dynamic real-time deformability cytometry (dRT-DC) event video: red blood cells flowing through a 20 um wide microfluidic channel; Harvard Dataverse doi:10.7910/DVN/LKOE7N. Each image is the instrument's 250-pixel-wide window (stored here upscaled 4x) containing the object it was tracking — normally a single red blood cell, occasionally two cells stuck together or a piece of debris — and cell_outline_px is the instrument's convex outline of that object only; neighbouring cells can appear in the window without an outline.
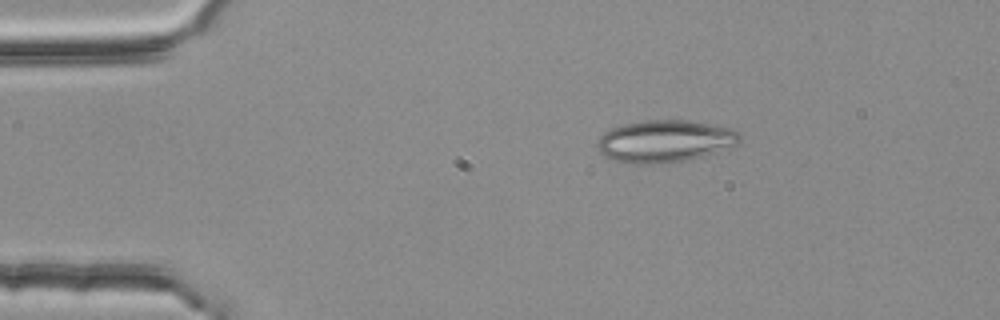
{"species": "common noctule bat (a hibernating species)", "species_latin": "Nyctalus noctula", "temperature_condition": "room temperature", "stored_images_in_passage": 4, "camera_frame_rate_fps": 3000, "um_per_image_px": 0.085, "animal": {"sex": "female", "body_mass_g": 25.1}, "frame": {"image": 1, "passage_image": 2, "time_ms": 0.333, "image_size_px": [1000, 320], "cell_outline_px": [[740, 140], [736, 144], [688, 160], [660, 164], [624, 164], [612, 160], [604, 156], [600, 152], [596, 144], [600, 136], [604, 132], [612, 128], [624, 124], [644, 120], [684, 120], [732, 128], [740, 136]], "centroid_in_image_um": [56.42, 12.01], "position_along_channel_um": 28.6, "area_um2": 34.85}}